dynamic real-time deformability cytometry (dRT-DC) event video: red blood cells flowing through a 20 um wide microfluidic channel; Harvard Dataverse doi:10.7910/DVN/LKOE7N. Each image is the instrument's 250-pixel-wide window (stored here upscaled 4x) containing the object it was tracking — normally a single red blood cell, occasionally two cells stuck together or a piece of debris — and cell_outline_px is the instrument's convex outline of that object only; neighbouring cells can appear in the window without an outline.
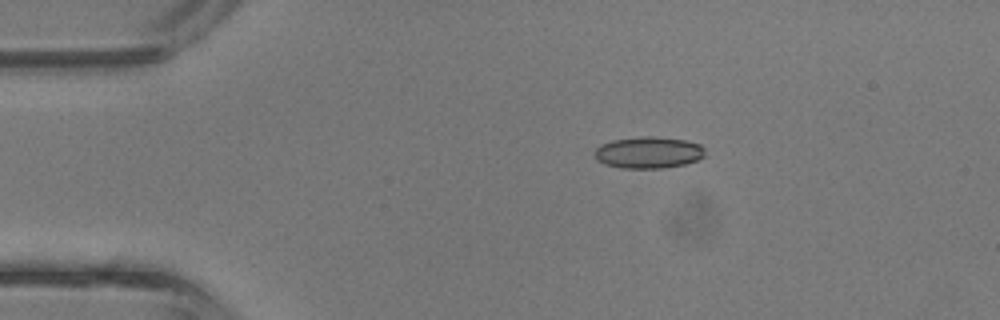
{"species": "common noctule bat (a hibernating species)", "species_latin": "Nyctalus noctula", "temperature_condition": "room temperature", "stored_images_in_passage": 3, "camera_frame_rate_fps": 3000, "um_per_image_px": 0.085, "animal": {"sex": "male", "body_mass_g": 13.3}, "frame": {"image": 1, "passage_image": 2, "time_ms": 0.333, "image_size_px": [1000, 320], "cell_outline_px": [[704, 156], [696, 160], [684, 164], [664, 168], [620, 168], [604, 164], [596, 160], [592, 152], [600, 144], [612, 140], [644, 136], [652, 136], [684, 140], [700, 144], [704, 148]], "centroid_in_image_um": [55.06, 12.96], "position_along_channel_um": 29.9, "area_um2": 20.46}}